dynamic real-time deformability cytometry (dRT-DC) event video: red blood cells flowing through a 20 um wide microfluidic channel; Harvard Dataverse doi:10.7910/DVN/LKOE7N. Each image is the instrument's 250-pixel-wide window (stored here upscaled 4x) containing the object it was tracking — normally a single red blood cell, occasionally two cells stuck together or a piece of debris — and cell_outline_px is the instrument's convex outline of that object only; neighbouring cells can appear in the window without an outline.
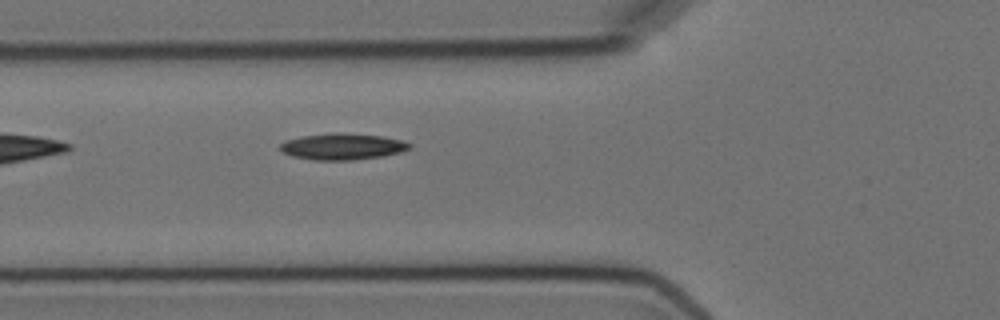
{"species": "Egyptian fruit bat (a non-hibernating species)", "species_latin": "Rousettus aegyptiacus", "temperature_condition": "cold", "stored_images_in_passage": 3, "camera_frame_rate_fps": 3000, "um_per_image_px": 0.085, "animal": {"sex": "female"}, "frame": {"image": 1, "passage_image": 3, "time_ms": 2.333, "image_size_px": [1000, 320], "cell_outline_px": [[412, 148], [400, 152], [384, 156], [352, 160], [312, 160], [292, 156], [284, 152], [280, 148], [280, 144], [284, 140], [300, 136], [336, 132], [340, 132], [384, 136], [400, 140], [412, 144]], "centroid_in_image_um": [29.11, 12.45], "position_along_channel_um": 96.7, "area_um2": 20.06}}